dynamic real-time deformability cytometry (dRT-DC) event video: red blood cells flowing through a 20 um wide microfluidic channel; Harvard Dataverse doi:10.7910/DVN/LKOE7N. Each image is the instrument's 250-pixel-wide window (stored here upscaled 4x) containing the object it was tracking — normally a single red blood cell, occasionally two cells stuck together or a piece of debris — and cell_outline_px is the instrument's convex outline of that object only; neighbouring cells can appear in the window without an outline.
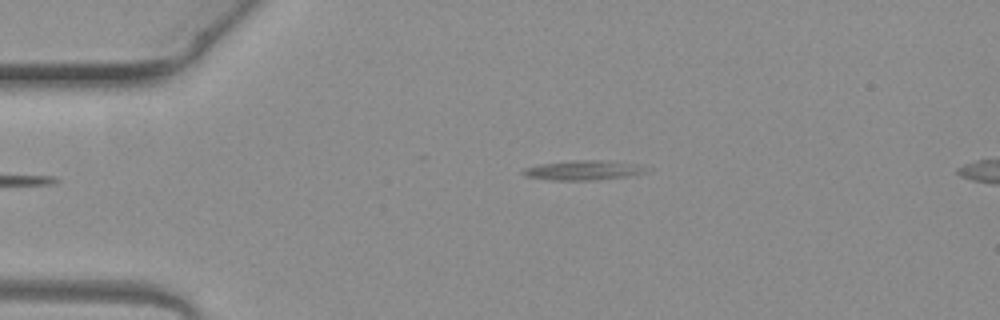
{"species": "common noctule bat (a hibernating species)", "species_latin": "Nyctalus noctula", "temperature_condition": "warm", "stored_images_in_passage": 5, "camera_frame_rate_fps": 3000, "um_per_image_px": 0.085, "animal": {"sex": "female", "body_mass_g": 19.3, "forearm_length_mm": 54.1}, "frame": {"image": 1, "passage_image": 5, "time_ms": 1.333, "image_size_px": [1000, 320], "cell_outline_px": [[648, 172], [624, 176], [596, 180], [552, 180], [524, 176], [520, 172], [524, 168], [540, 164], [576, 160], [604, 160], [636, 164], [648, 168]], "centroid_in_image_um": [49.55, 14.47], "position_along_channel_um": 35.5, "area_um2": 13.99}}